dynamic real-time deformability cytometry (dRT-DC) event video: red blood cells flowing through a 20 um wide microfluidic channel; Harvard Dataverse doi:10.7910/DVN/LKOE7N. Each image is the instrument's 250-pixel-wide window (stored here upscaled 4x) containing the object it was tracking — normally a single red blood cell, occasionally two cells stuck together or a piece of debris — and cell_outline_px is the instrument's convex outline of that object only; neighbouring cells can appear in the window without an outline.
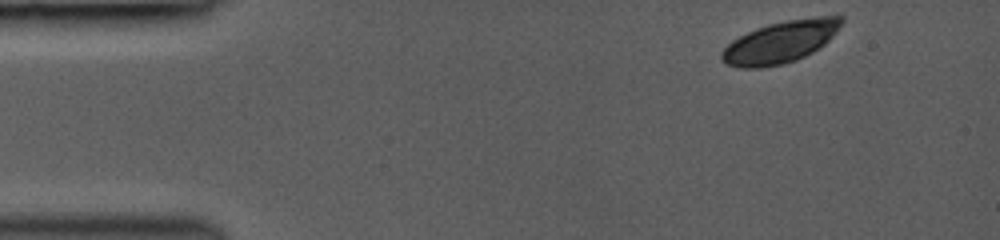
{"species": "common noctule bat (a hibernating species)", "species_latin": "Nyctalus noctula", "temperature_condition": "room temperature", "stored_images_in_passage": 47, "segment_of_instrument_passage": [1, 2], "camera_frame_rate_fps": 3000, "um_per_image_px": 0.085, "animal": {"sex": "female", "body_mass_g": 19.0, "forearm_length_mm": 53.3}, "frame": {"image": 1, "passage_image": 1, "time_ms": 0.0, "image_size_px": [1000, 240], "cell_outline_px": [[844, 20], [832, 36], [824, 44], [812, 52], [796, 60], [784, 64], [760, 68], [740, 68], [724, 64], [720, 60], [720, 52], [732, 40], [756, 28], [768, 24], [788, 20], [816, 16], [844, 16]], "centroid_in_image_um": [66.3, 3.58], "position_along_channel_um": 18.7, "area_um2": 29.25}}